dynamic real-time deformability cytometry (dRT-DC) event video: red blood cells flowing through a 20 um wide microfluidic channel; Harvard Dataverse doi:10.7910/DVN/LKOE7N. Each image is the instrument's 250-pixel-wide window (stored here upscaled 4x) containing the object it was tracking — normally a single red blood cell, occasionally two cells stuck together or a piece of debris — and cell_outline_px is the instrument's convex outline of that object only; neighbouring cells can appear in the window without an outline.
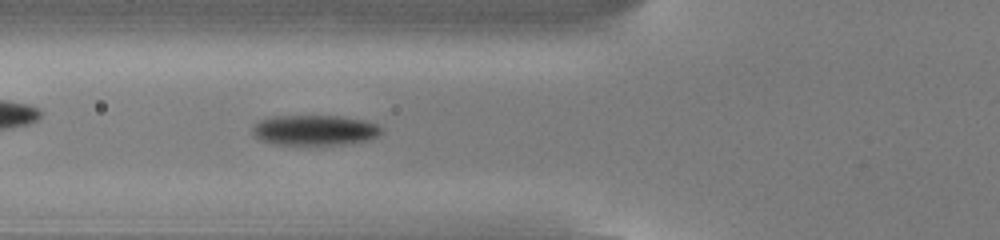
{"species": "common noctule bat (a hibernating species)", "species_latin": "Nyctalus noctula", "temperature_condition": "cold", "stored_images_in_passage": 43, "camera_frame_rate_fps": 3000, "um_per_image_px": 0.085, "animal": {"sex": "male", "body_mass_g": 13.0, "forearm_length_mm": 53.1}, "frame": {"image": 1, "passage_image": 10, "time_ms": 3.0, "image_size_px": [1000, 240], "cell_outline_px": [[384, 128], [376, 136], [368, 140], [344, 144], [272, 144], [260, 140], [252, 136], [252, 128], [260, 120], [276, 116], [340, 116], [364, 120], [376, 124]], "centroid_in_image_um": [26.73, 11.06], "position_along_channel_um": 99.1, "area_um2": 22.66}}
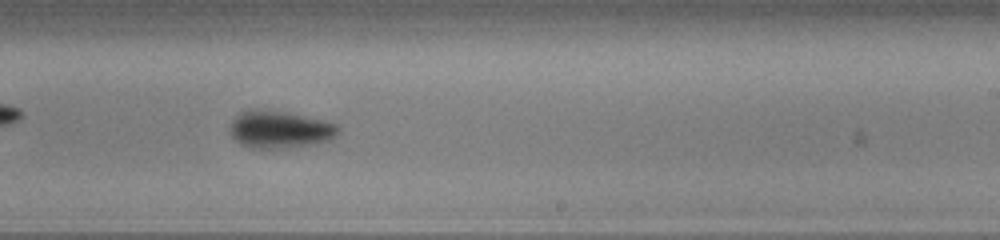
{"frame": {"image": 2, "passage_image": 23, "time_ms": 7.333, "image_size_px": [1000, 240], "cell_outline_px": [[340, 132], [336, 136], [328, 140], [288, 148], [252, 148], [240, 144], [232, 136], [232, 120], [240, 112], [284, 112], [324, 120], [336, 124], [340, 128]], "centroid_in_image_um": [23.84, 11.04], "position_along_channel_um": 265.2, "area_um2": 22.66}}
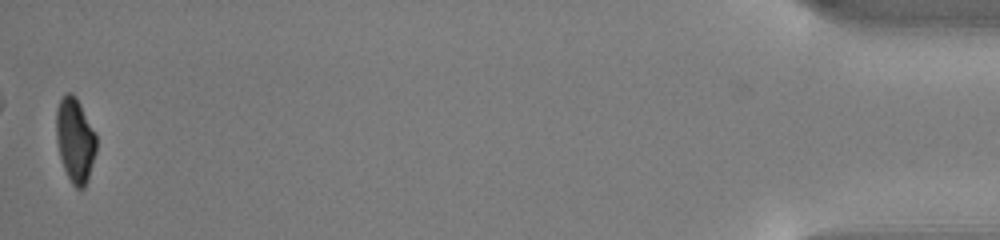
{"frame": {"image": 3, "passage_image": 43, "time_ms": 14.0, "image_size_px": [1000, 240], "cell_outline_px": [[96, 152], [88, 180], [84, 188], [76, 188], [72, 184], [64, 168], [60, 156], [56, 140], [56, 108], [60, 100], [68, 92], [72, 92], [76, 96], [96, 132]], "centroid_in_image_um": [6.39, 11.89], "position_along_channel_um": 428.8, "area_um2": 19.88}, "authors_computed_cell_mechanics": {"area_um2": 22.0218, "velocity_mm_per_s": 3.833, "shape_relaxation_time_tau1_ms": 1.5287, "shape_relaxation_time_tau2_ms": 2.3074, "deformation_change_tau1": 0.1219, "deformation_change_tau2": 0.0561}}